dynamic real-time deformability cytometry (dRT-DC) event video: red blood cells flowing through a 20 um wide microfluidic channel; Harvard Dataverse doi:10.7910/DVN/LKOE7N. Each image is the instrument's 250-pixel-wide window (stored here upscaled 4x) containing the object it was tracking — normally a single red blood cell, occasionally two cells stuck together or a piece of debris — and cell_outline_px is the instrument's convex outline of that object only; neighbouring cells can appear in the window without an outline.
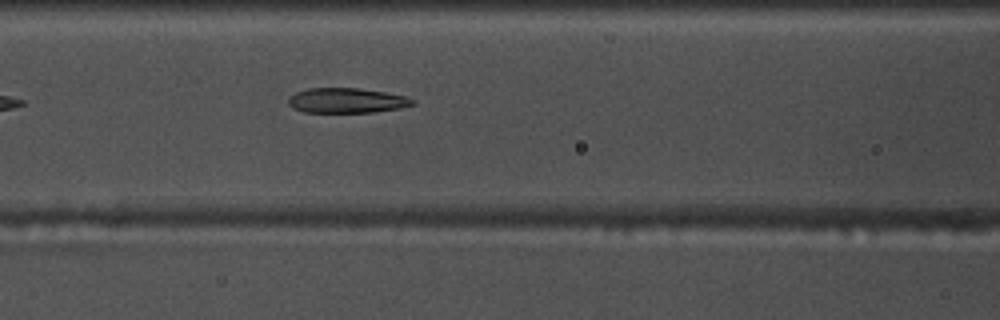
{"species": "common noctule bat (a hibernating species)", "species_latin": "Nyctalus noctula", "temperature_condition": "warm", "stored_images_in_passage": 19, "camera_frame_rate_fps": 3000, "um_per_image_px": 0.085, "animal": {"sex": "male", "body_mass_g": 17.5, "forearm_length_mm": 52.3}, "frame": {"image": 1, "passage_image": 6, "time_ms": 1.667, "image_size_px": [1000, 320], "cell_outline_px": [[416, 104], [400, 108], [372, 112], [304, 112], [292, 108], [288, 104], [288, 96], [296, 92], [308, 88], [360, 88], [408, 96], [416, 100]], "centroid_in_image_um": [29.48, 8.54], "position_along_channel_um": 137.1, "area_um2": 18.26}}
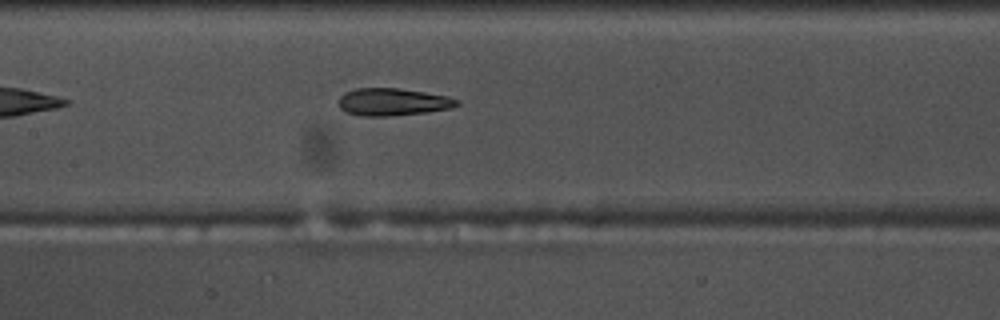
{"frame": {"image": 2, "passage_image": 9, "time_ms": 2.667, "image_size_px": [1000, 320], "cell_outline_px": [[460, 104], [452, 108], [428, 112], [388, 116], [360, 116], [344, 112], [340, 108], [340, 96], [344, 92], [356, 88], [400, 88], [448, 96], [460, 100]], "centroid_in_image_um": [33.4, 8.67], "position_along_channel_um": 174.0, "area_um2": 19.07}}